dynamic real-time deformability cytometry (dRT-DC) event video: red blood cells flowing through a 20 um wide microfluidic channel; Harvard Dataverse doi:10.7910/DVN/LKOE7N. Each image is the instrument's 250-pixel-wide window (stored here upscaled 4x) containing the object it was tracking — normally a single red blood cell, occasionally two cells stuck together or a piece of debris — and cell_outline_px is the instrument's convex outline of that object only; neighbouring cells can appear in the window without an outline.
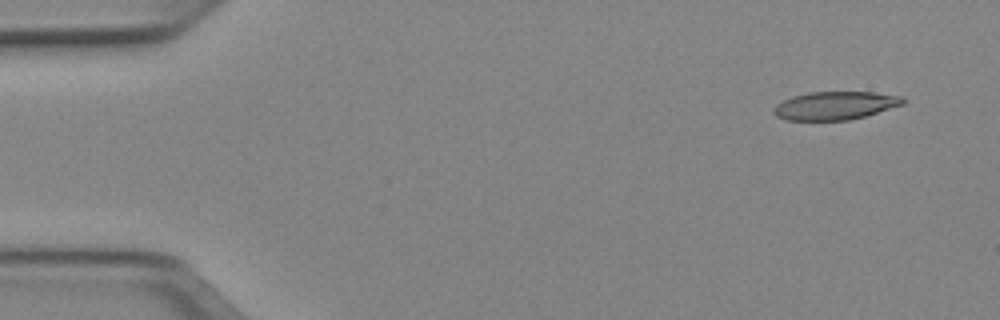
{"species": "Egyptian fruit bat (a non-hibernating species)", "species_latin": "Rousettus aegyptiacus", "temperature_condition": "cold", "stored_images_in_passage": 4, "camera_frame_rate_fps": 3000, "um_per_image_px": 0.085, "animal": {"sex": "female"}, "frame": {"image": 1, "passage_image": 1, "time_ms": 0.0, "image_size_px": [1000, 320], "cell_outline_px": [[904, 104], [864, 116], [848, 120], [788, 120], [776, 116], [772, 112], [776, 104], [792, 96], [808, 92], [872, 92], [904, 96]], "centroid_in_image_um": [70.98, 8.97], "position_along_channel_um": 14.0, "area_um2": 21.15}}
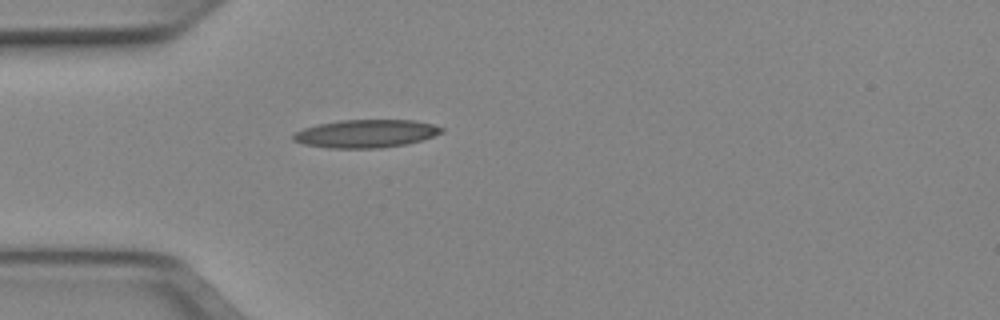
{"frame": {"image": 2, "passage_image": 4, "time_ms": 1.0, "image_size_px": [1000, 320], "cell_outline_px": [[444, 132], [420, 140], [404, 144], [380, 148], [328, 148], [304, 144], [292, 140], [292, 136], [296, 132], [304, 128], [320, 124], [340, 120], [416, 120], [432, 124], [444, 128]], "centroid_in_image_um": [31.1, 11.35], "position_along_channel_um": 53.9, "area_um2": 24.04}}